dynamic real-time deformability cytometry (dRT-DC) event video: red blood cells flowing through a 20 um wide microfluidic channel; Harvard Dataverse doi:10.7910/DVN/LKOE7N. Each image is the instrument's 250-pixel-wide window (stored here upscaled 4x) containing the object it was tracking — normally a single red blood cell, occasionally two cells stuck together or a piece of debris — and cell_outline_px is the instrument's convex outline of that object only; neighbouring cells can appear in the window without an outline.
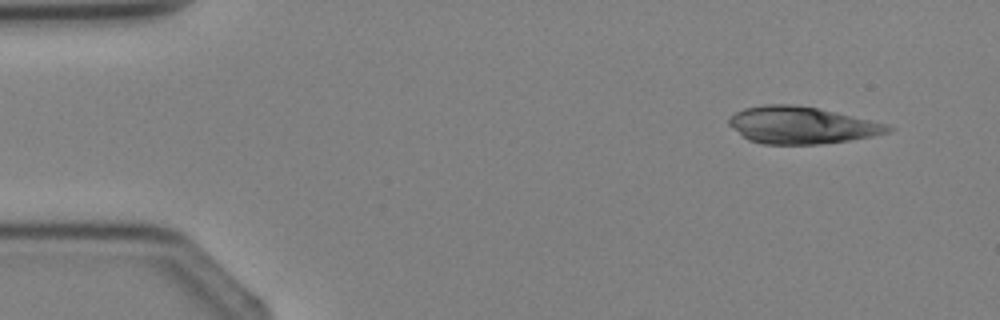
{"species": "Egyptian fruit bat (a non-hibernating species)", "species_latin": "Rousettus aegyptiacus", "temperature_condition": "cold", "stored_images_in_passage": 3, "segment_of_instrument_passage": [2, 2], "camera_frame_rate_fps": 3000, "um_per_image_px": 0.085, "animal": {"sex": "female"}, "frame": {"image": 1, "passage_image": 3, "time_ms": 2.333, "image_size_px": [1000, 320], "cell_outline_px": [[892, 128], [888, 132], [872, 136], [852, 140], [820, 144], [764, 144], [748, 140], [728, 124], [728, 120], [736, 112], [744, 108], [764, 104], [792, 104], [816, 108], [836, 112], [884, 124]], "centroid_in_image_um": [68.07, 10.64], "position_along_channel_um": 16.9, "area_um2": 33.87}}